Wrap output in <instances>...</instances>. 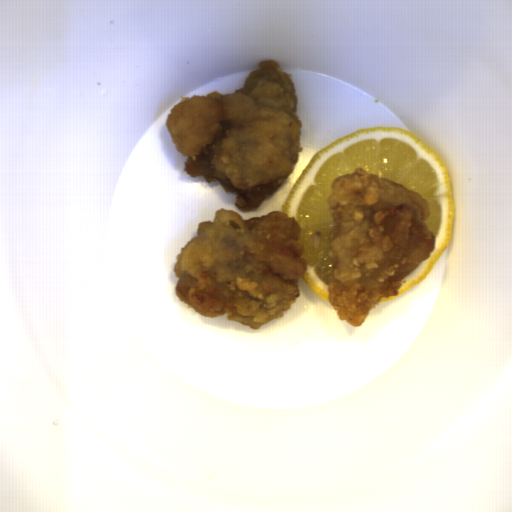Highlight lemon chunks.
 Returning <instances> with one entry per match:
<instances>
[{
  "instance_id": "e0be4373",
  "label": "lemon chunks",
  "mask_w": 512,
  "mask_h": 512,
  "mask_svg": "<svg viewBox=\"0 0 512 512\" xmlns=\"http://www.w3.org/2000/svg\"><path fill=\"white\" fill-rule=\"evenodd\" d=\"M363 168L415 191L429 203L428 226L435 236L430 257L402 278L393 300L427 278L453 237L454 197L451 178L435 150L415 134L400 127L361 128L315 153L288 196L281 213L294 217L300 226L301 258L306 270L301 279L318 296L328 301V282L335 258L333 216L327 202L335 179Z\"/></svg>"
}]
</instances>
